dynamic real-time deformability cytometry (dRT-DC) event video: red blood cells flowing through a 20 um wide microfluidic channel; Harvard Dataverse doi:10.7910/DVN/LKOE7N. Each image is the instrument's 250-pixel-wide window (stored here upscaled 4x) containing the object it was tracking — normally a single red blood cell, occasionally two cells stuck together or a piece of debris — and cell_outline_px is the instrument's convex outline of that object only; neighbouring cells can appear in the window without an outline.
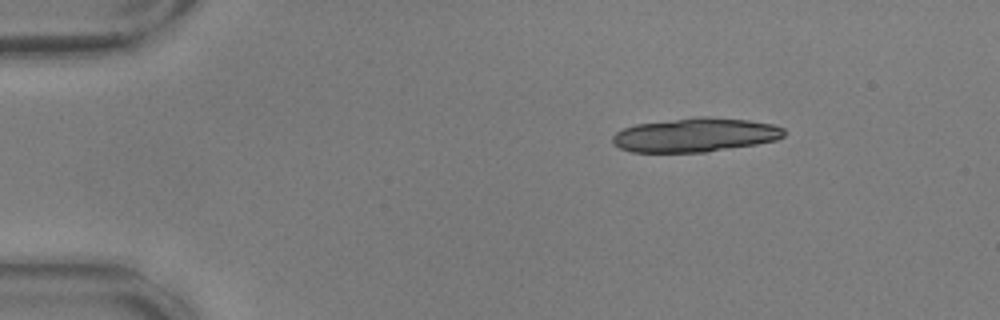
{"species": "common noctule bat (a hibernating species)", "species_latin": "Nyctalus noctula", "temperature_condition": "warm", "stored_images_in_passage": 12, "camera_frame_rate_fps": 3000, "um_per_image_px": 0.085, "animal": {"sex": "male", "body_mass_g": 17.9, "forearm_length_mm": 54.2}, "frame": {"image": 1, "passage_image": 1, "time_ms": 0.0, "image_size_px": [1000, 320], "cell_outline_px": [[784, 136], [776, 140], [756, 144], [704, 152], [632, 152], [620, 148], [612, 144], [612, 136], [616, 132], [624, 128], [636, 124], [700, 116], [708, 116], [748, 120], [772, 124], [784, 128]], "centroid_in_image_um": [59.08, 11.47], "position_along_channel_um": 25.9, "area_um2": 33.93}}